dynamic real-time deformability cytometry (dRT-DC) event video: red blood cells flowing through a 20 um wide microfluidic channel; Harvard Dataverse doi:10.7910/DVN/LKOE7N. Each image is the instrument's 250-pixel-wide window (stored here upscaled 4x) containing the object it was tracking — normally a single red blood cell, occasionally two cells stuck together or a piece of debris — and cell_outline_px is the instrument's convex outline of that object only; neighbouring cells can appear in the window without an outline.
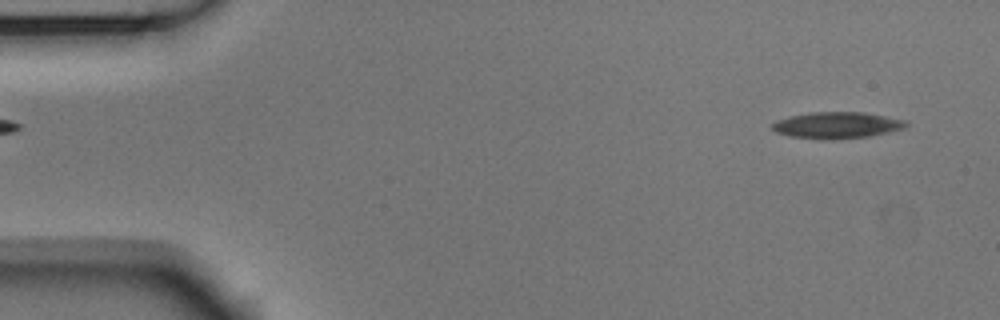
{"species": "Egyptian fruit bat (a non-hibernating species)", "species_latin": "Rousettus aegyptiacus", "temperature_condition": "room temperature", "stored_images_in_passage": 51, "camera_frame_rate_fps": 3000, "um_per_image_px": 0.085, "animal": {"sex": "male"}, "frame": {"image": 1, "passage_image": 2, "time_ms": 0.333, "image_size_px": [1000, 320], "cell_outline_px": [[908, 124], [904, 128], [888, 132], [868, 136], [824, 140], [792, 136], [776, 132], [772, 128], [772, 124], [776, 120], [808, 112], [864, 112], [908, 120]], "centroid_in_image_um": [71.16, 10.63], "position_along_channel_um": 13.8, "area_um2": 20.52}}
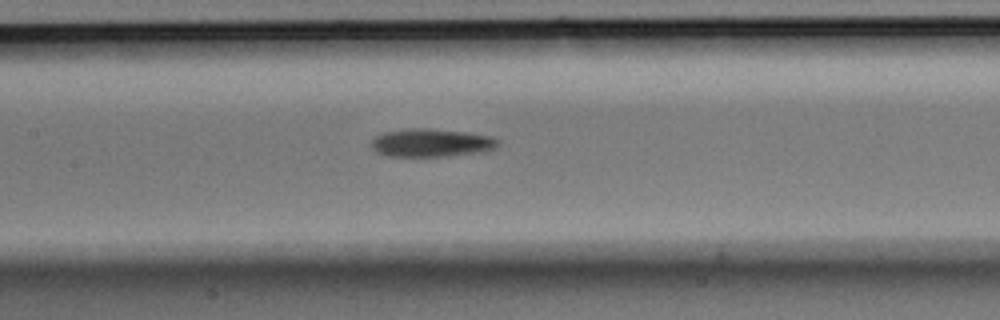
{"frame": {"image": 2, "passage_image": 23, "time_ms": 7.333, "image_size_px": [1000, 320], "cell_outline_px": [[500, 144], [496, 148], [484, 152], [448, 156], [388, 156], [376, 152], [372, 148], [372, 140], [376, 136], [384, 132], [408, 128], [428, 128], [468, 132], [492, 136], [500, 140]], "centroid_in_image_um": [36.72, 12.13], "position_along_channel_um": 170.7, "area_um2": 21.04}}
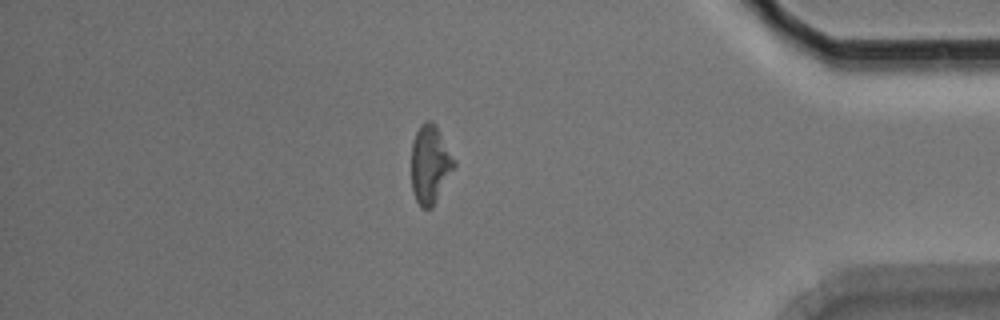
{"frame": {"image": 3, "passage_image": 44, "time_ms": 14.333, "image_size_px": [1000, 320], "cell_outline_px": [[456, 164], [432, 208], [420, 208], [412, 192], [412, 144], [416, 132], [420, 124], [424, 120], [432, 120], [436, 124], [456, 160]], "centroid_in_image_um": [36.56, 13.94], "position_along_channel_um": 398.6, "area_um2": 19.65}, "authors_computed_cell_mechanics": {"area_um2": 20.0566, "velocity_mm_per_s": 3.7569, "shape_relaxation_time_tau1_ms": 5.1046, "shape_relaxation_time_tau2_ms": null, "deformation_change_tau1": 0.1498, "deformation_change_tau2": null}}